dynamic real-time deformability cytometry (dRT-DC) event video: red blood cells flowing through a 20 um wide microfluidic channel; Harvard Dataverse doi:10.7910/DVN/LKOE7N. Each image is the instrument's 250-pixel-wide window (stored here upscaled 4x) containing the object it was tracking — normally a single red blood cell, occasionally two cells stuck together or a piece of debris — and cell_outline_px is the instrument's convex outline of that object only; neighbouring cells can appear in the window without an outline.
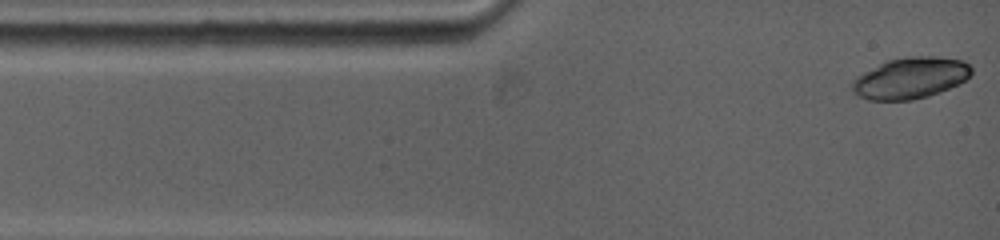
{"species": "common noctule bat (a hibernating species)", "species_latin": "Nyctalus noctula", "temperature_condition": "warm", "stored_images_in_passage": 11, "camera_frame_rate_fps": 5000, "um_per_image_px": 0.085, "animal": {"sex": "female", "body_mass_g": 19.0, "forearm_length_mm": 53.3}, "frame": {"image": 1, "passage_image": 1, "time_ms": 0.0, "image_size_px": [1000, 240], "cell_outline_px": [[972, 72], [960, 84], [940, 92], [928, 96], [912, 100], [868, 100], [852, 92], [852, 80], [856, 76], [888, 60], [908, 56], [936, 56], [964, 60], [972, 68]], "centroid_in_image_um": [77.4, 6.63], "position_along_channel_um": 7.6, "area_um2": 28.73}}
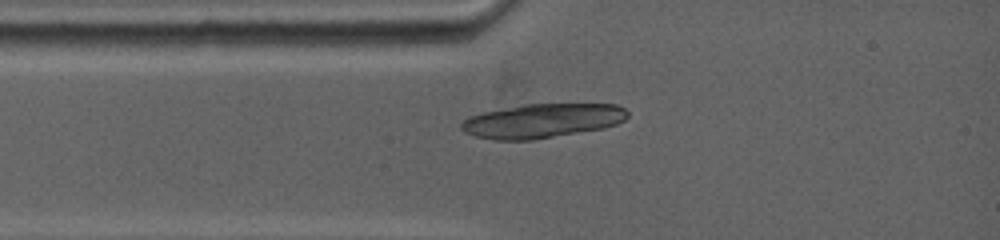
{"frame": {"image": 2, "passage_image": 11, "time_ms": 2.0, "image_size_px": [1000, 240], "cell_outline_px": [[628, 116], [624, 120], [616, 124], [604, 128], [532, 140], [496, 140], [476, 136], [464, 132], [460, 128], [460, 124], [468, 116], [484, 112], [524, 104], [616, 104], [624, 108], [628, 112]], "centroid_in_image_um": [46.09, 10.27], "position_along_channel_um": 38.9, "area_um2": 33.06}}